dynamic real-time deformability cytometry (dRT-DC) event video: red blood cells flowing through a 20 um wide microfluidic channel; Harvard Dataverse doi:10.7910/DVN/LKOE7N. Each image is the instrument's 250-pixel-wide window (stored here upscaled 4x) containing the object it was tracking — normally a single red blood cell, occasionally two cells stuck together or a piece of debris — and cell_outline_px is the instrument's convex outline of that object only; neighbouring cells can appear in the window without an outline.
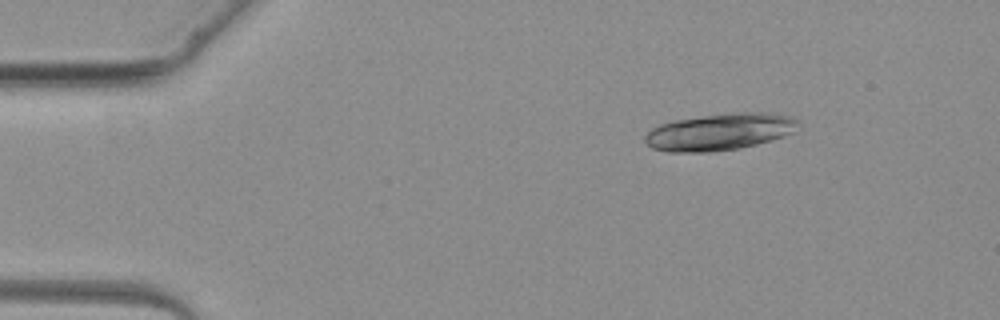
{"species": "common noctule bat (a hibernating species)", "species_latin": "Nyctalus noctula", "temperature_condition": "warm", "stored_images_in_passage": 3, "camera_frame_rate_fps": 3000, "um_per_image_px": 0.085, "animal": {"sex": "female", "body_mass_g": 19.3, "forearm_length_mm": 54.1}, "frame": {"image": 1, "passage_image": 1, "time_ms": 0.0, "image_size_px": [1000, 320], "cell_outline_px": [[796, 132], [772, 140], [740, 148], [708, 152], [668, 152], [652, 148], [644, 140], [644, 136], [652, 128], [660, 124], [676, 120], [704, 116], [736, 112], [768, 112], [792, 116], [796, 120]], "centroid_in_image_um": [61.18, 11.21], "position_along_channel_um": 23.8, "area_um2": 32.83}}